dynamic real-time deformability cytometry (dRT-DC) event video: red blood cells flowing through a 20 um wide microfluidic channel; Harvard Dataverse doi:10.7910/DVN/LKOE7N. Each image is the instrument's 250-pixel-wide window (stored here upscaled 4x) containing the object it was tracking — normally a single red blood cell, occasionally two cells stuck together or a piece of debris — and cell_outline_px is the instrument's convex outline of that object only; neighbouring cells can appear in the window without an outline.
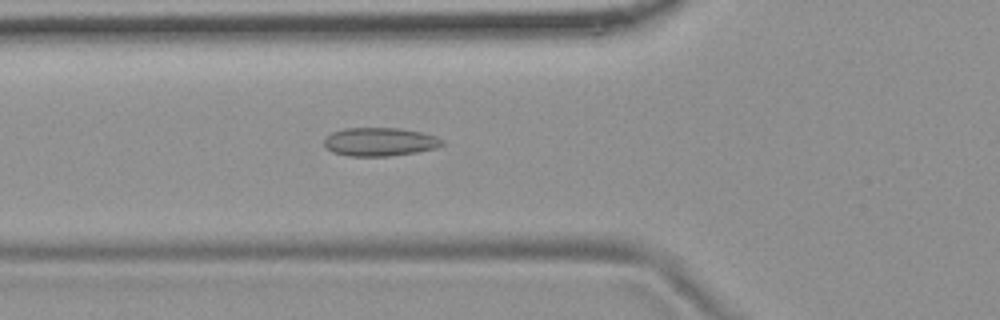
{"species": "common noctule bat (a hibernating species)", "species_latin": "Nyctalus noctula", "temperature_condition": "room temperature", "stored_images_in_passage": 5, "camera_frame_rate_fps": 3000, "um_per_image_px": 0.085, "animal": {"sex": "female", "body_mass_g": 19.9}, "frame": {"image": 1, "passage_image": 5, "time_ms": 1.333, "image_size_px": [1000, 320], "cell_outline_px": [[444, 144], [436, 148], [416, 152], [388, 156], [348, 156], [332, 152], [324, 148], [324, 140], [332, 132], [344, 128], [400, 128], [420, 132], [436, 136], [444, 140]], "centroid_in_image_um": [32.27, 12.06], "position_along_channel_um": 93.5, "area_um2": 19.65}}